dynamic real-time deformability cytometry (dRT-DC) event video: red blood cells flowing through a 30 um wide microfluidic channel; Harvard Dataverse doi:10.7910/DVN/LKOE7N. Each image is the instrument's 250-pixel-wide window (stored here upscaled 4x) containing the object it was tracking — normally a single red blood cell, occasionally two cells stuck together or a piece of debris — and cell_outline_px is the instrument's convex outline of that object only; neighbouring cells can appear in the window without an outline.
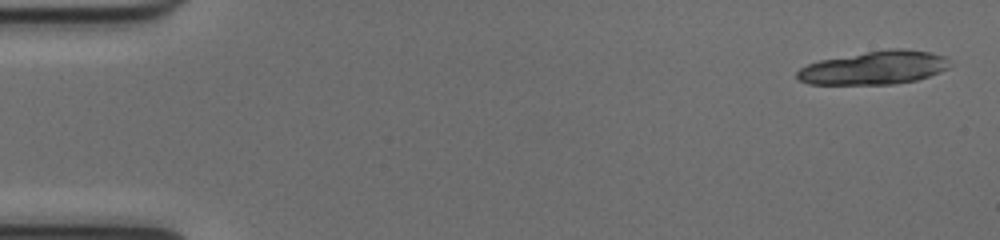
{"species": "common noctule bat (a hibernating species)", "species_latin": "Nyctalus noctula", "temperature_condition": "cold", "stored_images_in_passage": 38, "camera_frame_rate_fps": 3000, "um_per_image_px": 0.085, "animal": {"sex": "female", "body_mass_g": 17.0, "forearm_length_mm": 48.0}, "frame": {"image": 1, "passage_image": 1, "time_ms": 0.0, "image_size_px": [1000, 240], "cell_outline_px": [[948, 68], [940, 72], [916, 80], [896, 84], [808, 84], [800, 80], [796, 76], [796, 72], [800, 68], [808, 64], [820, 60], [888, 48], [904, 48], [932, 52], [948, 56]], "centroid_in_image_um": [74.34, 5.75], "position_along_channel_um": 10.7, "area_um2": 29.82}}